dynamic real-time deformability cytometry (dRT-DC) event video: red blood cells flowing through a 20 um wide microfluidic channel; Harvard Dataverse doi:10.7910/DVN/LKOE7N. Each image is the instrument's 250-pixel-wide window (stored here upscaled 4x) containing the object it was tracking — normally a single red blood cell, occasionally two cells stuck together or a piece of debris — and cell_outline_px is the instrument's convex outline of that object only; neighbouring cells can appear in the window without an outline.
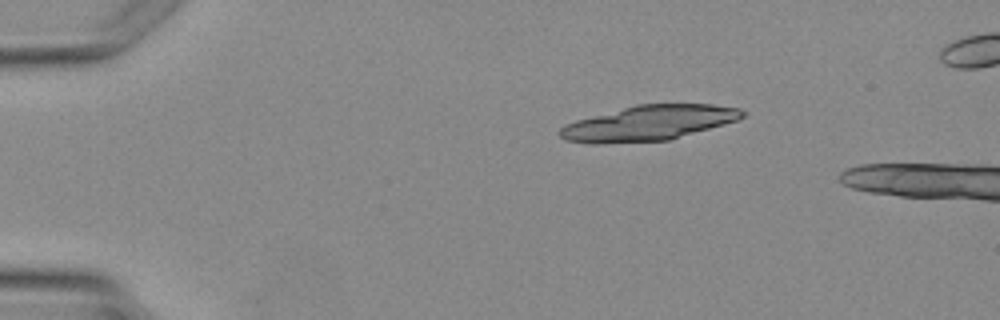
{"species": "Egyptian fruit bat (a non-hibernating species)", "species_latin": "Rousettus aegyptiacus", "temperature_condition": "warm", "stored_images_in_passage": 3, "camera_frame_rate_fps": 3000, "um_per_image_px": 0.085, "animal": {"sex": "female"}, "frame": {"image": 1, "passage_image": 1, "time_ms": 0.0, "image_size_px": [1000, 320], "cell_outline_px": [[748, 112], [744, 116], [736, 120], [724, 124], [668, 140], [600, 144], [592, 144], [564, 140], [556, 132], [564, 124], [576, 120], [636, 104], [712, 104], [740, 108]], "centroid_in_image_um": [55.1, 10.46], "position_along_channel_um": 29.9, "area_um2": 37.34}}